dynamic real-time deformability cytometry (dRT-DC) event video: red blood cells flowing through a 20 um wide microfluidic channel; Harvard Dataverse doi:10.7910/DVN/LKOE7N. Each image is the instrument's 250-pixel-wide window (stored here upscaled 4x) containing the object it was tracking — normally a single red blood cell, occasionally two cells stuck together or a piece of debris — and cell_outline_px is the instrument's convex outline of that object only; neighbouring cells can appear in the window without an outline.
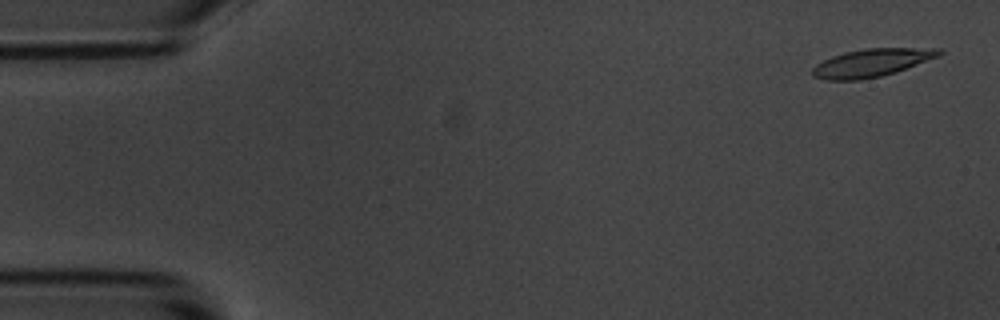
{"species": "common noctule bat (a hibernating species)", "species_latin": "Nyctalus noctula", "temperature_condition": "room temperature", "stored_images_in_passage": 6, "camera_frame_rate_fps": 3000, "um_per_image_px": 0.085, "animal": {"sex": "male", "body_mass_g": 20.1, "forearm_length_mm": 53.5}, "frame": {"image": 1, "passage_image": 1, "time_ms": 0.0, "image_size_px": [1000, 320], "cell_outline_px": [[944, 52], [940, 56], [896, 72], [880, 76], [860, 80], [824, 80], [812, 76], [812, 68], [816, 64], [832, 56], [844, 52], [864, 48], [940, 48]], "centroid_in_image_um": [74.09, 5.33], "position_along_channel_um": 10.9, "area_um2": 20.75}}
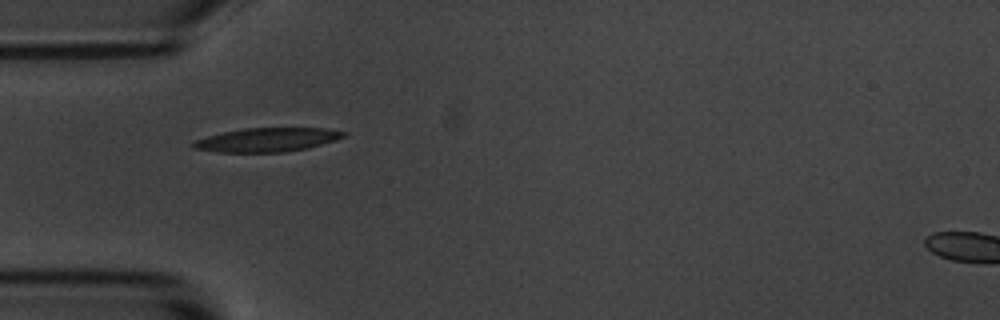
{"frame": {"image": 2, "passage_image": 5, "time_ms": 4.667, "image_size_px": [1000, 320], "cell_outline_px": [[348, 132], [344, 136], [336, 140], [308, 148], [284, 152], [216, 152], [196, 148], [188, 144], [192, 140], [224, 132], [244, 128], [328, 128]], "centroid_in_image_um": [22.7, 11.88], "position_along_channel_um": 62.3, "area_um2": 20.98}}